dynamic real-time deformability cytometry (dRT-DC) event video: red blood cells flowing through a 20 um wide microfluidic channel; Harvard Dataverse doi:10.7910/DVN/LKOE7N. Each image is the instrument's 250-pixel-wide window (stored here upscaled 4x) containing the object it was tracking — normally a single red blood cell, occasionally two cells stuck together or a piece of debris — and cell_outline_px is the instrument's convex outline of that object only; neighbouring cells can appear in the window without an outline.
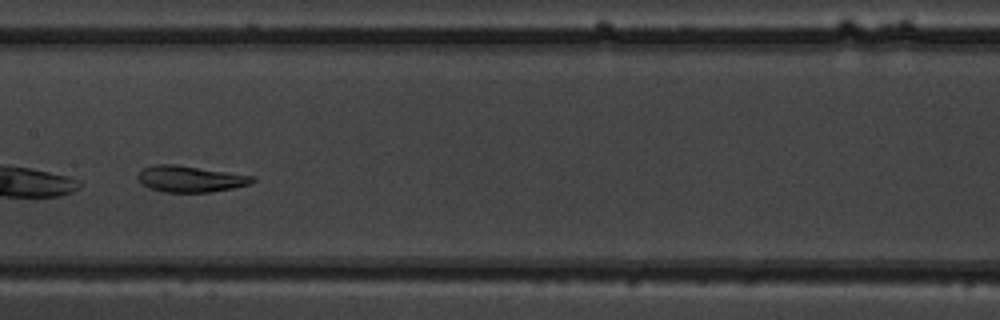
{"species": "common noctule bat (a hibernating species)", "species_latin": "Nyctalus noctula", "temperature_condition": "warm", "stored_images_in_passage": 45, "camera_frame_rate_fps": 3000, "um_per_image_px": 0.085, "animal": {"sex": "male", "body_mass_g": 19.5, "forearm_length_mm": 54.6}, "frame": {"image": 1, "passage_image": 20, "time_ms": 6.333, "image_size_px": [1000, 320], "cell_outline_px": [[256, 180], [248, 184], [232, 188], [208, 192], [164, 192], [148, 188], [140, 184], [136, 176], [144, 168], [156, 164], [176, 164], [256, 176]], "centroid_in_image_um": [16.15, 15.2], "position_along_channel_um": 191.3, "area_um2": 17.63}}
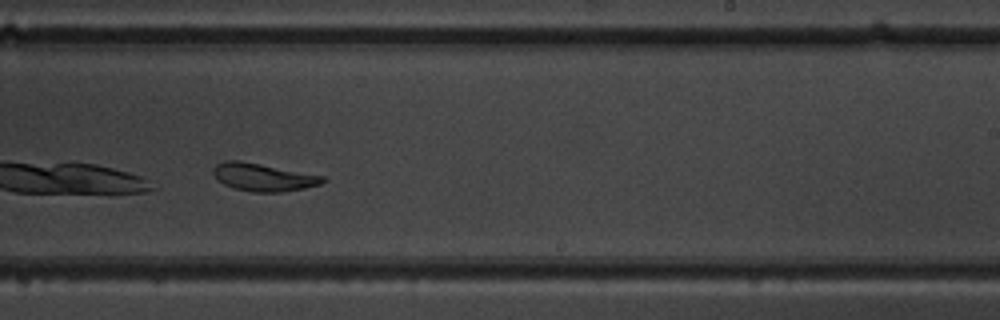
{"frame": {"image": 2, "passage_image": 26, "time_ms": 8.333, "image_size_px": [1000, 320], "cell_outline_px": [[328, 180], [320, 184], [304, 188], [280, 192], [252, 192], [236, 188], [224, 184], [212, 172], [212, 168], [216, 164], [224, 160], [240, 160], [324, 176]], "centroid_in_image_um": [22.38, 15.05], "position_along_channel_um": 266.6, "area_um2": 17.57}}
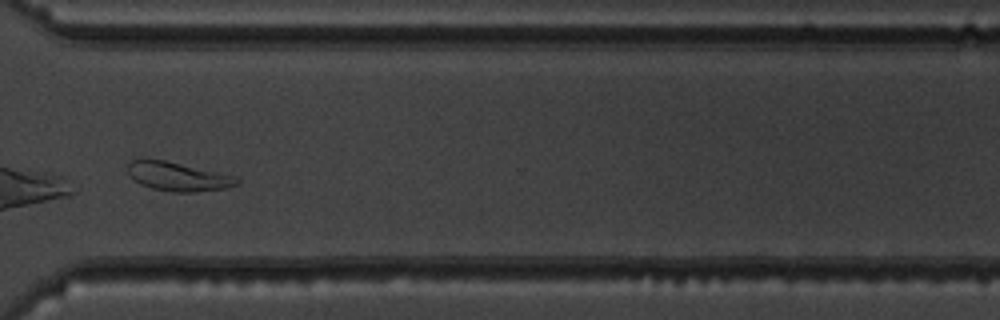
{"frame": {"image": 3, "passage_image": 33, "time_ms": 10.667, "image_size_px": [1000, 320], "cell_outline_px": [[240, 184], [224, 188], [192, 192], [172, 192], [152, 188], [140, 184], [128, 172], [128, 164], [132, 160], [164, 160], [236, 176], [240, 180]], "centroid_in_image_um": [15.17, 15.02], "position_along_channel_um": 355.4, "area_um2": 17.98}, "authors_computed_cell_mechanics": {"area_um2": 18.3226, "velocity_mm_per_s": 3.7852, "shape_relaxation_time_tau1_ms": null, "shape_relaxation_time_tau2_ms": 2.2221, "deformation_change_tau1": null, "deformation_change_tau2": 0.0734}}